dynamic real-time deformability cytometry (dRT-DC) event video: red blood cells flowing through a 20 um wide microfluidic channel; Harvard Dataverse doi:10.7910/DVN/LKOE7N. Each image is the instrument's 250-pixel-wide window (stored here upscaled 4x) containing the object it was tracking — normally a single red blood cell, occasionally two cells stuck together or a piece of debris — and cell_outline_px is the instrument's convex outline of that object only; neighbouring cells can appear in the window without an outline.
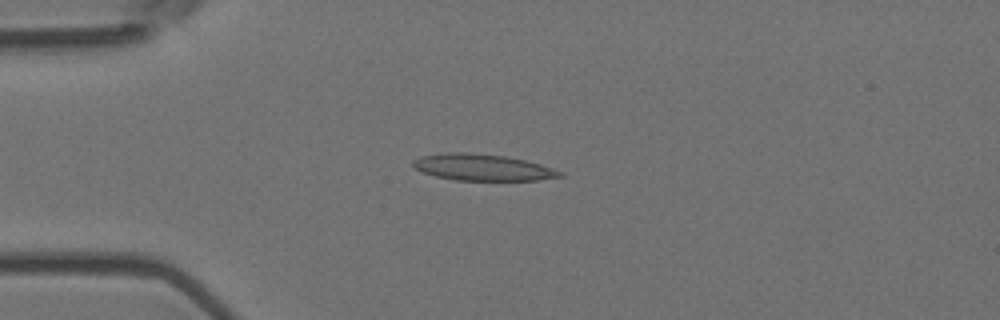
{"species": "Egyptian fruit bat (a non-hibernating species)", "species_latin": "Rousettus aegyptiacus", "temperature_condition": "room temperature", "stored_images_in_passage": 4, "camera_frame_rate_fps": 3000, "um_per_image_px": 0.085, "animal": {"sex": "female"}, "frame": {"image": 1, "passage_image": 3, "time_ms": 0.667, "image_size_px": [1000, 320], "cell_outline_px": [[564, 176], [536, 180], [456, 180], [436, 176], [420, 172], [412, 164], [412, 160], [424, 156], [444, 152], [468, 152], [504, 156], [524, 160], [540, 164], [564, 172]], "centroid_in_image_um": [41.01, 14.22], "position_along_channel_um": 44.0, "area_um2": 22.54}}